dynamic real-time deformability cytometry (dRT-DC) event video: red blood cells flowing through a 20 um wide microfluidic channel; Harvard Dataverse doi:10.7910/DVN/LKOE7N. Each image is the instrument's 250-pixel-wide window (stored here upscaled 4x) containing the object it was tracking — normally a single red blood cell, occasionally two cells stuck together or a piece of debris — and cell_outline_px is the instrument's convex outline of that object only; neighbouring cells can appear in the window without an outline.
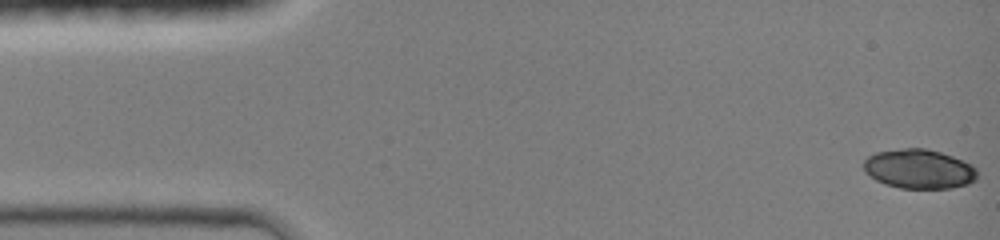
{"species": "common noctule bat (a hibernating species)", "species_latin": "Nyctalus noctula", "temperature_condition": "room temperature", "stored_images_in_passage": 23, "camera_frame_rate_fps": 3000, "um_per_image_px": 0.085, "animal": {"sex": "female", "body_mass_g": 19.0, "forearm_length_mm": 51.5}, "frame": {"image": 1, "passage_image": 1, "time_ms": 0.0, "image_size_px": [1000, 240], "cell_outline_px": [[976, 180], [968, 184], [952, 188], [900, 188], [884, 184], [876, 180], [864, 172], [864, 160], [868, 156], [876, 152], [904, 148], [924, 148], [940, 152], [952, 156], [972, 164], [976, 168]], "centroid_in_image_um": [78.11, 14.36], "position_along_channel_um": 6.9, "area_um2": 26.13}}
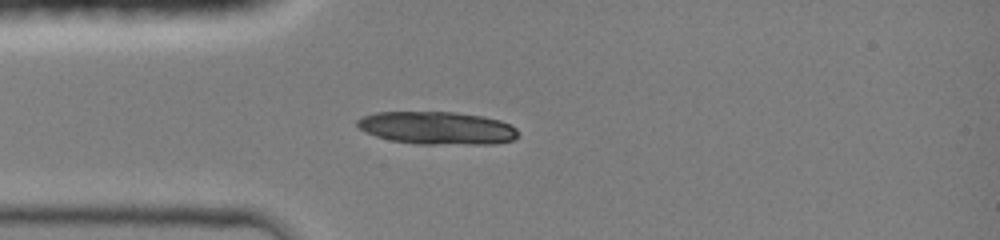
{"frame": {"image": 2, "passage_image": 12, "time_ms": 3.667, "image_size_px": [1000, 240], "cell_outline_px": [[516, 136], [512, 140], [496, 144], [416, 144], [392, 140], [376, 136], [364, 132], [356, 124], [356, 120], [364, 116], [376, 112], [456, 112], [484, 116], [500, 120], [516, 128]], "centroid_in_image_um": [37.14, 10.88], "position_along_channel_um": 47.9, "area_um2": 30.75}}